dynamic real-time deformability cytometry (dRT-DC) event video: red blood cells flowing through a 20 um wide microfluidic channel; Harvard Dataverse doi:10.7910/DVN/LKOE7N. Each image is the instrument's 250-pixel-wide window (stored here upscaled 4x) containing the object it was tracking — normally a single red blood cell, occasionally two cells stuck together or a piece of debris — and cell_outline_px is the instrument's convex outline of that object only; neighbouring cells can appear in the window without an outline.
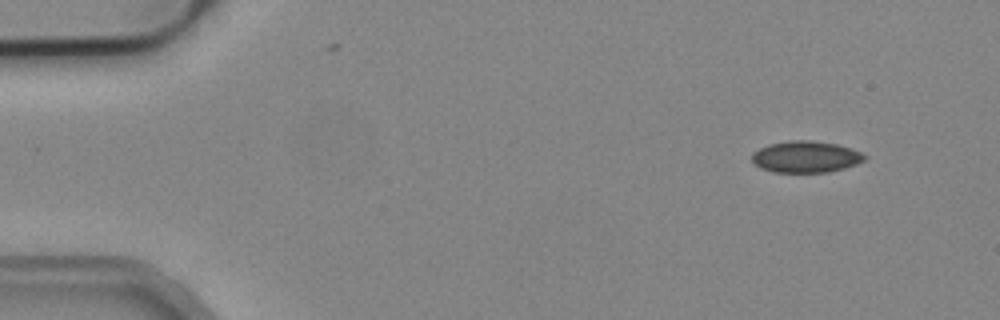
{"species": "common noctule bat (a hibernating species)", "species_latin": "Nyctalus noctula", "temperature_condition": "cold", "stored_images_in_passage": 2, "camera_frame_rate_fps": 3000, "um_per_image_px": 0.085, "animal": {"sex": "male", "body_mass_g": 19.2, "forearm_length_mm": 51.8}, "frame": {"image": 1, "passage_image": 1, "time_ms": 0.0, "image_size_px": [1000, 320], "cell_outline_px": [[868, 156], [864, 160], [856, 164], [844, 168], [828, 172], [772, 172], [760, 168], [752, 160], [752, 152], [768, 144], [792, 140], [808, 140], [836, 144], [860, 152]], "centroid_in_image_um": [68.47, 13.33], "position_along_channel_um": 16.5, "area_um2": 20.58}}